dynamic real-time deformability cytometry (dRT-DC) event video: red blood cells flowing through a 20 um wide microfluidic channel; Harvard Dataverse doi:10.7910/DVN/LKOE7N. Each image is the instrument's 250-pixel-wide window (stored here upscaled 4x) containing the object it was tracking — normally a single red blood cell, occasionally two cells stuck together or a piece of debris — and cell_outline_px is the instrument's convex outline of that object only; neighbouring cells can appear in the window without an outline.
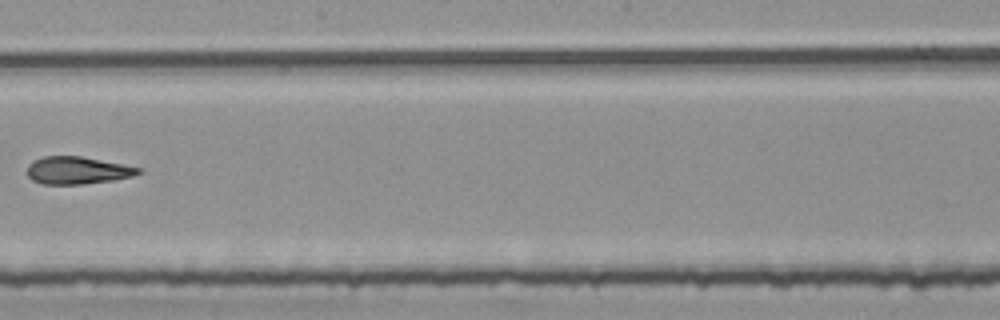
{"species": "common noctule bat (a hibernating species)", "species_latin": "Nyctalus noctula", "temperature_condition": "room temperature", "stored_images_in_passage": 7, "camera_frame_rate_fps": 3000, "um_per_image_px": 0.085, "animal": {"sex": "female", "body_mass_g": 25.1}, "frame": {"image": 1, "passage_image": 7, "time_ms": 2.0, "image_size_px": [1000, 320], "cell_outline_px": [[140, 172], [132, 176], [112, 180], [84, 184], [44, 184], [32, 180], [28, 176], [28, 164], [32, 160], [44, 156], [80, 156], [140, 168]], "centroid_in_image_um": [6.51, 14.48], "position_along_channel_um": 241.7, "area_um2": 17.51}}